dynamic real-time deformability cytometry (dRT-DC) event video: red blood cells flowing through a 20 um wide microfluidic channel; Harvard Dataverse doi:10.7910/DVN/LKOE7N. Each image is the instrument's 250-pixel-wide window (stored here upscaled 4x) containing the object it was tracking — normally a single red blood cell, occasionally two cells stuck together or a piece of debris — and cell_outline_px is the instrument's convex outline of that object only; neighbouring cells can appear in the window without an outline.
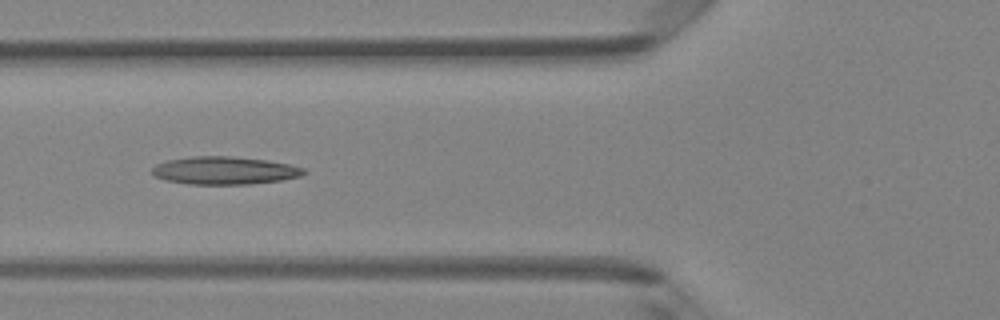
{"species": "Egyptian fruit bat (a non-hibernating species)", "species_latin": "Rousettus aegyptiacus", "temperature_condition": "room temperature", "stored_images_in_passage": 4, "camera_frame_rate_fps": 3000, "um_per_image_px": 0.085, "animal": {"sex": "female"}, "frame": {"image": 1, "passage_image": 4, "time_ms": 1.0, "image_size_px": [1000, 320], "cell_outline_px": [[308, 172], [300, 176], [280, 180], [248, 184], [188, 184], [164, 180], [156, 176], [152, 172], [152, 168], [156, 164], [168, 160], [192, 156], [232, 156], [268, 160], [288, 164], [304, 168]], "centroid_in_image_um": [19.08, 14.49], "position_along_channel_um": 106.7, "area_um2": 24.57}}